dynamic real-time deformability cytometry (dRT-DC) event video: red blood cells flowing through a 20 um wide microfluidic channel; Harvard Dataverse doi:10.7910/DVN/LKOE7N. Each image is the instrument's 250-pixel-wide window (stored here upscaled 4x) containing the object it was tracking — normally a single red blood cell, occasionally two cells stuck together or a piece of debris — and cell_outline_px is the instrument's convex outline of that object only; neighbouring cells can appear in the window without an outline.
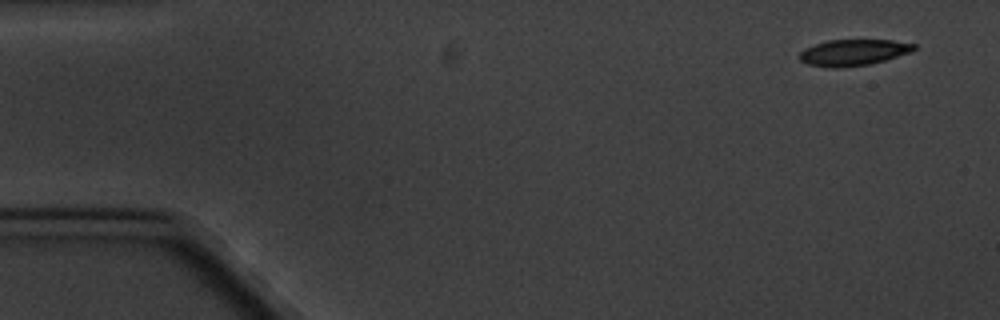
{"species": "common noctule bat (a hibernating species)", "species_latin": "Nyctalus noctula", "temperature_condition": "cold", "stored_images_in_passage": 4, "camera_frame_rate_fps": 3000, "um_per_image_px": 0.085, "animal": {"sex": "male", "body_mass_g": 20.1, "forearm_length_mm": 53.5}, "frame": {"image": 1, "passage_image": 1, "time_ms": 0.0, "image_size_px": [1000, 320], "cell_outline_px": [[916, 48], [912, 52], [884, 60], [868, 64], [836, 68], [832, 68], [808, 64], [800, 60], [800, 52], [804, 48], [828, 40], [892, 40], [916, 44]], "centroid_in_image_um": [72.54, 4.45], "position_along_channel_um": 12.5, "area_um2": 17.34}}
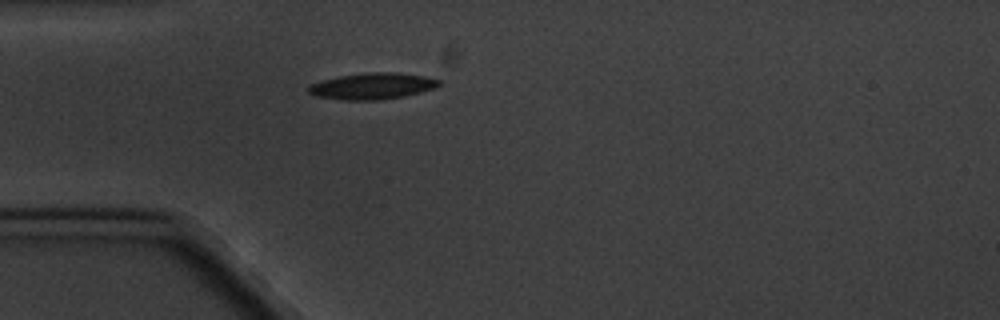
{"frame": {"image": 2, "passage_image": 4, "time_ms": 4.333, "image_size_px": [1000, 320], "cell_outline_px": [[440, 84], [436, 88], [404, 96], [380, 100], [344, 100], [316, 96], [308, 92], [308, 88], [312, 84], [320, 80], [340, 76], [368, 72], [396, 72], [424, 76], [440, 80]], "centroid_in_image_um": [31.66, 7.32], "position_along_channel_um": 53.3, "area_um2": 20.0}}